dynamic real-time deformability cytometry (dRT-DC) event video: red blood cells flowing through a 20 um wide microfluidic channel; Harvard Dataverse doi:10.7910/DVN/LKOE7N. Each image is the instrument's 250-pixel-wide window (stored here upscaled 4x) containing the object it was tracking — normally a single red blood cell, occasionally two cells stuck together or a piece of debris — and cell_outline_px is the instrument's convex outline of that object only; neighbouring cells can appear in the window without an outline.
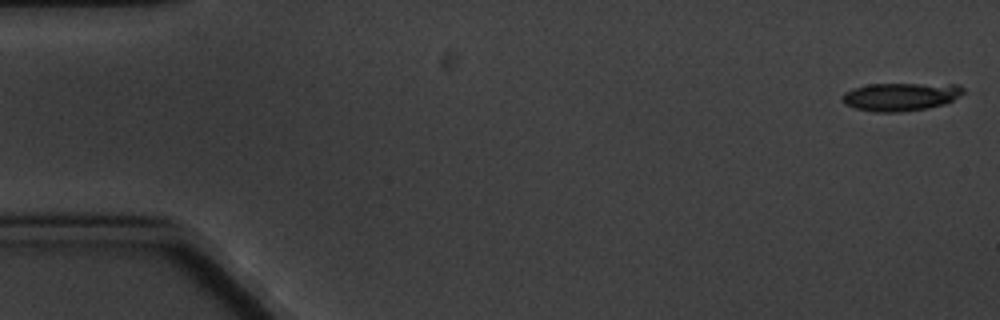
{"species": "common noctule bat (a hibernating species)", "species_latin": "Nyctalus noctula", "temperature_condition": "cold", "stored_images_in_passage": 2, "camera_frame_rate_fps": 3000, "um_per_image_px": 0.085, "animal": {"sex": "male", "body_mass_g": 20.1, "forearm_length_mm": 53.5}, "frame": {"image": 1, "passage_image": 1, "time_ms": 0.0, "image_size_px": [1000, 320], "cell_outline_px": [[964, 92], [952, 100], [944, 104], [924, 108], [900, 112], [876, 112], [856, 108], [844, 104], [840, 100], [840, 96], [844, 92], [852, 88], [868, 84], [956, 84], [964, 88]], "centroid_in_image_um": [76.49, 8.21], "position_along_channel_um": 8.5, "area_um2": 19.83}}